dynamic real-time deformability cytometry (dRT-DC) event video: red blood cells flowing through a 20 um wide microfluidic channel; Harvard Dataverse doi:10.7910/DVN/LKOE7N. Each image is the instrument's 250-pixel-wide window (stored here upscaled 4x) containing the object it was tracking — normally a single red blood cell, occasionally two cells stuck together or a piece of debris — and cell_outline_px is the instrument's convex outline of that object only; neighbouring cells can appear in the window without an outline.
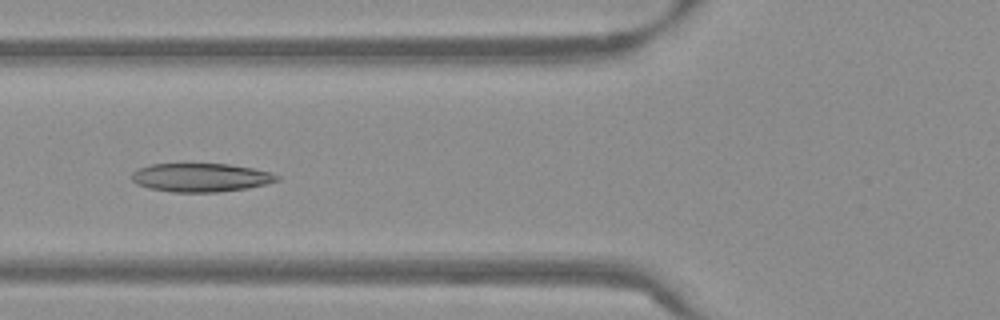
{"species": "Egyptian fruit bat (a non-hibernating species)", "species_latin": "Rousettus aegyptiacus", "temperature_condition": "warm", "stored_images_in_passage": 42, "camera_frame_rate_fps": 3000, "um_per_image_px": 0.085, "frame": {"image": 1, "passage_image": 10, "time_ms": 3.0, "image_size_px": [1000, 320], "cell_outline_px": [[280, 180], [248, 188], [216, 192], [172, 192], [148, 188], [136, 184], [132, 180], [132, 172], [140, 168], [152, 164], [228, 164], [252, 168], [272, 172], [280, 176]], "centroid_in_image_um": [17.08, 15.09], "position_along_channel_um": 108.7, "area_um2": 24.16}}
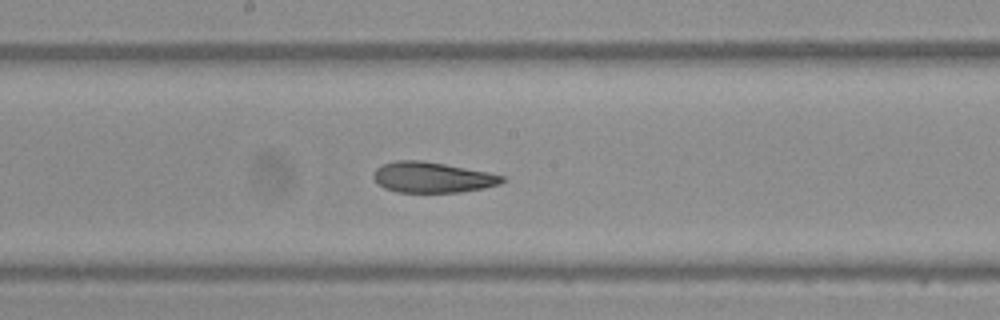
{"frame": {"image": 2, "passage_image": 18, "time_ms": 5.667, "image_size_px": [1000, 320], "cell_outline_px": [[504, 180], [500, 184], [484, 188], [460, 192], [396, 192], [384, 188], [372, 176], [372, 172], [376, 168], [384, 164], [396, 160], [420, 160], [444, 164], [488, 172], [504, 176]], "centroid_in_image_um": [36.73, 15.07], "position_along_channel_um": 211.5, "area_um2": 22.83}}
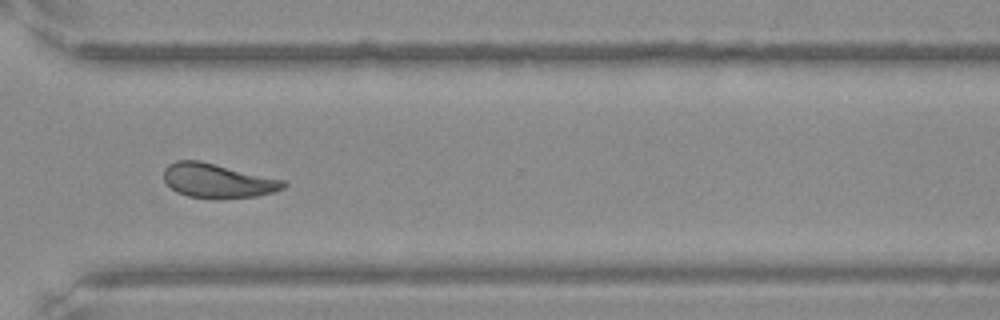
{"frame": {"image": 3, "passage_image": 29, "time_ms": 9.333, "image_size_px": [1000, 320], "cell_outline_px": [[288, 184], [284, 188], [272, 192], [256, 196], [188, 196], [176, 192], [164, 180], [164, 168], [168, 164], [176, 160], [200, 160], [284, 180]], "centroid_in_image_um": [18.48, 15.31], "position_along_channel_um": 352.1, "area_um2": 23.18}, "authors_computed_cell_mechanics": {"area_um2": 24.4783, "velocity_mm_per_s": 3.8362, "shape_relaxation_time_tau1_ms": 6.435, "shape_relaxation_time_tau2_ms": 2.5235, "deformation_change_tau1": 0.1618, "deformation_change_tau2": 0.0894}}